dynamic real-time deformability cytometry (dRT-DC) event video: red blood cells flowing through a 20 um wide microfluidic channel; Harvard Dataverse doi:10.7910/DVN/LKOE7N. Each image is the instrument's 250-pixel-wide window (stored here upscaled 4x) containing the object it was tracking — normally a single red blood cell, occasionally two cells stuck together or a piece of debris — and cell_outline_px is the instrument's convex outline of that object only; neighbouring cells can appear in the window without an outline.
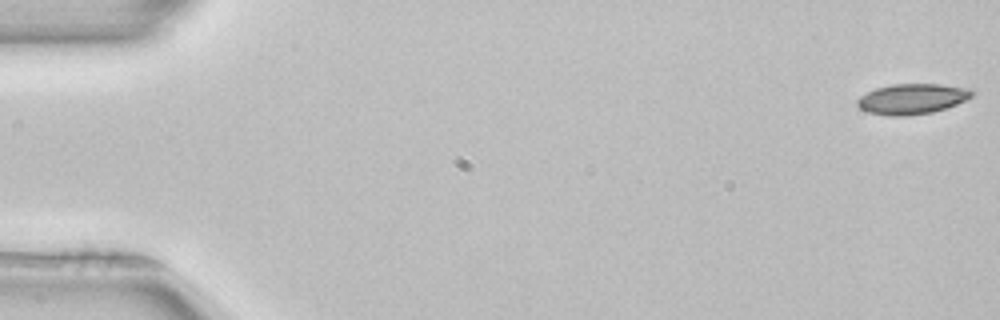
{"species": "common noctule bat (a hibernating species)", "species_latin": "Nyctalus noctula", "temperature_condition": "room temperature", "stored_images_in_passage": 52, "camera_frame_rate_fps": 3000, "um_per_image_px": 0.085, "animal": {"sex": "female", "body_mass_g": 22.7, "forearm_length_mm": 54.2}, "frame": {"image": 1, "passage_image": 1, "time_ms": 0.0, "image_size_px": [1000, 320], "cell_outline_px": [[976, 92], [972, 96], [956, 104], [932, 112], [908, 116], [888, 116], [868, 112], [860, 108], [856, 104], [856, 100], [860, 96], [876, 88], [892, 84], [940, 84], [968, 88]], "centroid_in_image_um": [77.51, 8.41], "position_along_channel_um": 7.5, "area_um2": 20.29}}
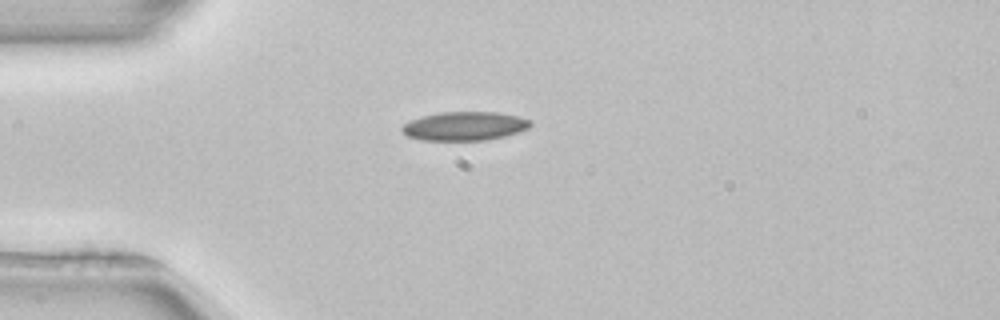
{"frame": {"image": 2, "passage_image": 14, "time_ms": 4.333, "image_size_px": [1000, 320], "cell_outline_px": [[532, 124], [528, 128], [504, 136], [484, 140], [420, 140], [408, 136], [400, 128], [404, 124], [412, 120], [424, 116], [440, 112], [496, 112], [516, 116], [532, 120]], "centroid_in_image_um": [39.5, 10.71], "position_along_channel_um": 45.5, "area_um2": 21.27}}
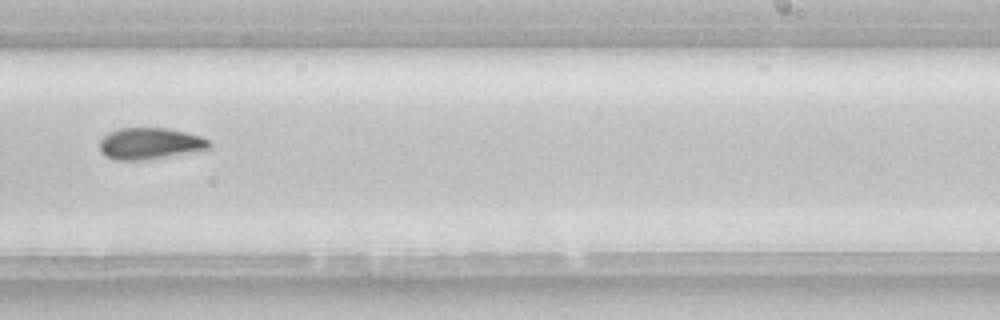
{"frame": {"image": 3, "passage_image": 33, "time_ms": 10.667, "image_size_px": [1000, 320], "cell_outline_px": [[212, 148], [208, 152], [144, 160], [116, 160], [104, 156], [100, 152], [100, 140], [108, 132], [120, 128], [168, 128], [200, 136], [208, 140], [212, 144]], "centroid_in_image_um": [12.84, 12.23], "position_along_channel_um": 276.2, "area_um2": 20.87}, "authors_computed_cell_mechanics": {"area_um2": 20.4323, "velocity_mm_per_s": 3.9466, "shape_relaxation_time_tau1_ms": 6.9791, "shape_relaxation_time_tau2_ms": null, "deformation_change_tau1": 0.1413, "deformation_change_tau2": null}}